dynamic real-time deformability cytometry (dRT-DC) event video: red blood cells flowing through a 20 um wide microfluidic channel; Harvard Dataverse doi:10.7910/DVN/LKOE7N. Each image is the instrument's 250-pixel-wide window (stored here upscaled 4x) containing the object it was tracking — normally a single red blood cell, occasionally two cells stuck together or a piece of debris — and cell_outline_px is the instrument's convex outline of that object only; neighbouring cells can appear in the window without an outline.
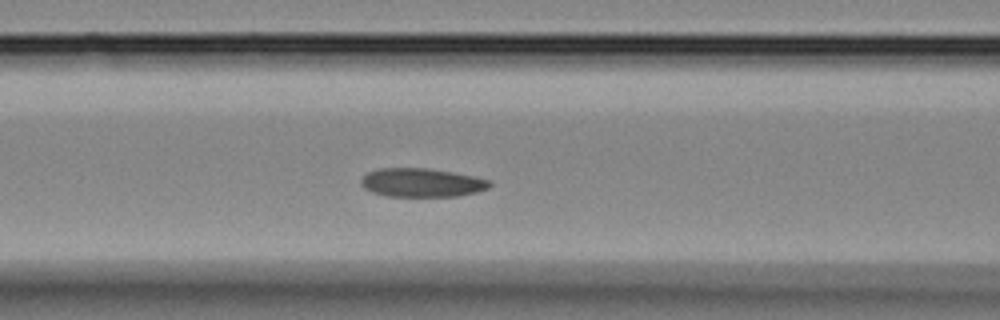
{"species": "Egyptian fruit bat (a non-hibernating species)", "species_latin": "Rousettus aegyptiacus", "temperature_condition": "room temperature", "stored_images_in_passage": 4, "segment_of_instrument_passage": [1, 2], "camera_frame_rate_fps": 3000, "um_per_image_px": 0.085, "animal": {"sex": "female"}, "frame": {"image": 1, "passage_image": 3, "time_ms": 0.667, "image_size_px": [1000, 320], "cell_outline_px": [[492, 184], [488, 188], [476, 192], [460, 196], [384, 196], [372, 192], [364, 188], [360, 184], [360, 180], [368, 172], [376, 168], [428, 168], [452, 172], [472, 176], [488, 180]], "centroid_in_image_um": [35.8, 15.52], "position_along_channel_um": 130.8, "area_um2": 21.5}}